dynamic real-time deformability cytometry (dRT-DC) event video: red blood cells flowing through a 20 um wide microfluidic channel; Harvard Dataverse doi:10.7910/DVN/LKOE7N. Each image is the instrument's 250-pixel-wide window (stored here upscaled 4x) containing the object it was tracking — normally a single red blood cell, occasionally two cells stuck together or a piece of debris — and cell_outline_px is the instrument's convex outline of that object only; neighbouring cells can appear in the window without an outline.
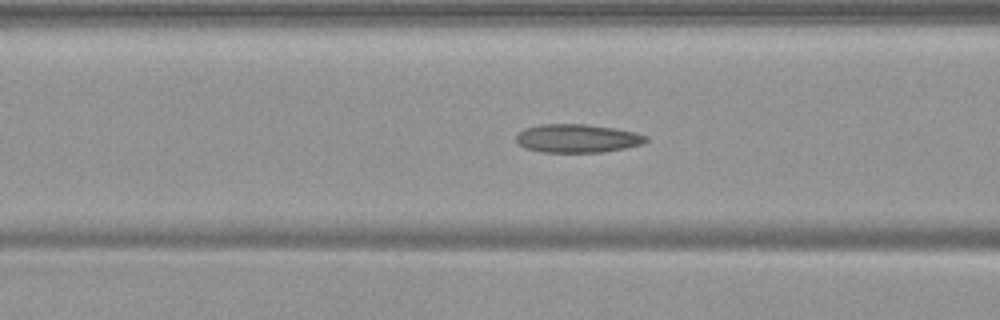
{"species": "common noctule bat (a hibernating species)", "species_latin": "Nyctalus noctula", "temperature_condition": "warm", "stored_images_in_passage": 57, "camera_frame_rate_fps": 3000, "um_per_image_px": 0.085, "animal": {"sex": "female", "body_mass_g": 19.9}, "frame": {"image": 1, "passage_image": 23, "time_ms": 7.333, "image_size_px": [1000, 320], "cell_outline_px": [[648, 140], [644, 144], [604, 152], [540, 152], [524, 148], [516, 140], [516, 136], [524, 128], [540, 124], [588, 124], [616, 128], [636, 132], [648, 136]], "centroid_in_image_um": [49.1, 11.76], "position_along_channel_um": 117.5, "area_um2": 21.73}}
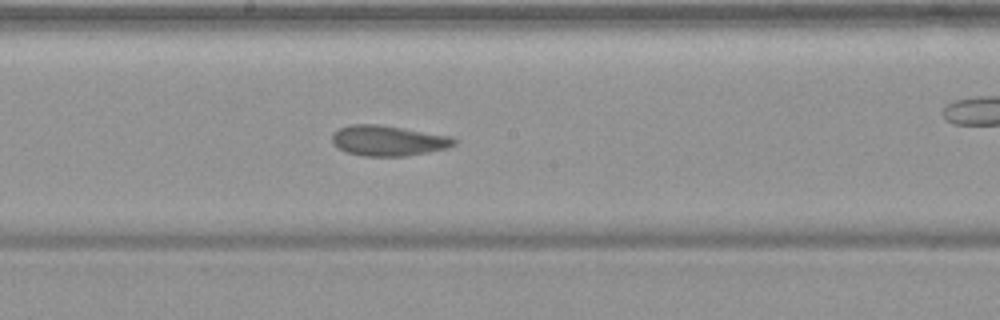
{"frame": {"image": 2, "passage_image": 31, "time_ms": 10.0, "image_size_px": [1000, 320], "cell_outline_px": [[456, 144], [448, 148], [428, 152], [404, 156], [364, 156], [344, 152], [332, 140], [332, 132], [348, 124], [380, 124], [452, 136], [456, 140]], "centroid_in_image_um": [33.01, 11.94], "position_along_channel_um": 215.2, "area_um2": 21.73}}
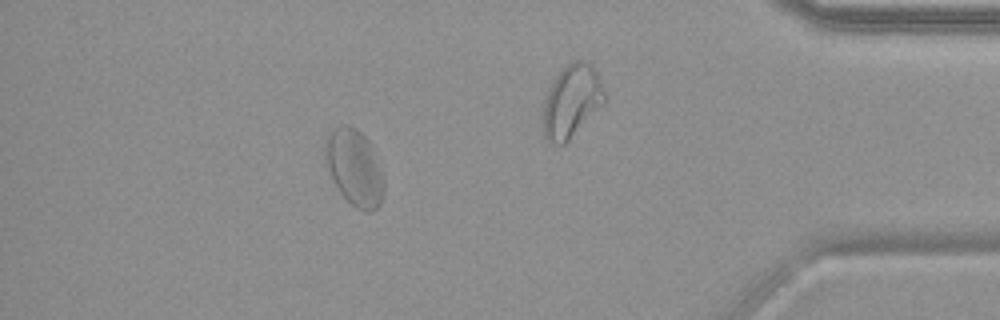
{"frame": {"image": 3, "passage_image": 50, "time_ms": 16.333, "image_size_px": [1000, 320], "cell_outline_px": [[384, 192], [380, 204], [372, 212], [368, 212], [356, 208], [340, 192], [324, 160], [324, 136], [328, 132], [344, 124], [348, 124], [356, 128], [368, 140], [372, 148], [384, 180]], "centroid_in_image_um": [30.1, 14.22], "position_along_channel_um": 405.1, "area_um2": 26.01}, "authors_computed_cell_mechanics": {"area_um2": 23.8136, "velocity_mm_per_s": 3.676, "shape_relaxation_time_tau1_ms": null, "shape_relaxation_time_tau2_ms": 1.311, "deformation_change_tau1": null, "deformation_change_tau2": 0.0631}}